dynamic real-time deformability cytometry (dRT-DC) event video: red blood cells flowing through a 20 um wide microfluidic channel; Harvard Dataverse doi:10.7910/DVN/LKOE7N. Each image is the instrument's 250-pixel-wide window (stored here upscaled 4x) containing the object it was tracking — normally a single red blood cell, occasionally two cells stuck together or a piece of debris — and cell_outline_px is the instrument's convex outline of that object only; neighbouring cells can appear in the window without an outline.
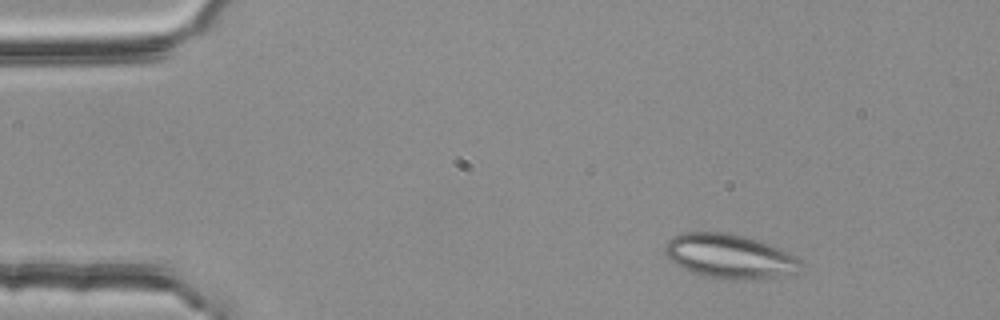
{"species": "common noctule bat (a hibernating species)", "species_latin": "Nyctalus noctula", "temperature_condition": "room temperature", "stored_images_in_passage": 45, "segment_of_instrument_passage": [1, 2], "camera_frame_rate_fps": 3000, "um_per_image_px": 0.085, "animal": {"sex": "female", "body_mass_g": 25.1}, "frame": {"image": 1, "passage_image": 1, "time_ms": 0.0, "image_size_px": [1000, 320], "cell_outline_px": [[804, 264], [796, 272], [760, 280], [732, 280], [704, 276], [680, 268], [664, 252], [664, 248], [668, 240], [672, 236], [680, 232], [732, 232], [748, 236], [760, 240], [788, 252], [796, 256]], "centroid_in_image_um": [62.02, 21.77], "position_along_channel_um": 23.0, "area_um2": 35.6}}